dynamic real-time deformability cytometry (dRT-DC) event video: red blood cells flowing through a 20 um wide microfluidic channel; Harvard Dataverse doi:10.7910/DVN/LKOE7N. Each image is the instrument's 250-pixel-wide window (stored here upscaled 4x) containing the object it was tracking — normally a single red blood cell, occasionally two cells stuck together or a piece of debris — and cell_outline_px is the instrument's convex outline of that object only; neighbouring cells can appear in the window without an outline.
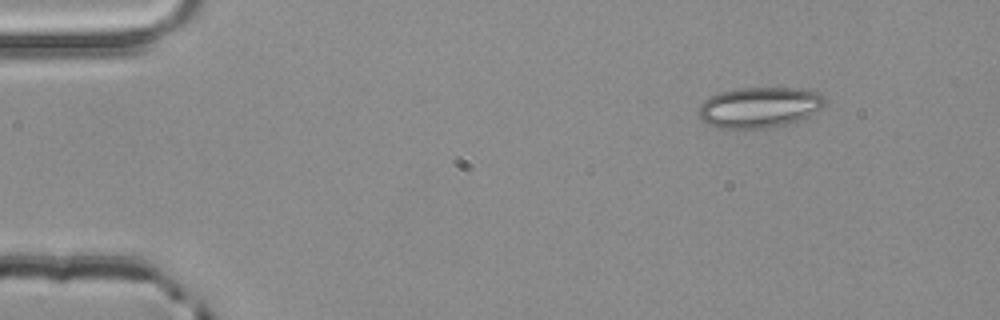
{"species": "common noctule bat (a hibernating species)", "species_latin": "Nyctalus noctula", "temperature_condition": "room temperature", "stored_images_in_passage": 2, "camera_frame_rate_fps": 3000, "um_per_image_px": 0.085, "animal": {"sex": "male", "body_mass_g": 20.4}, "frame": {"image": 1, "passage_image": 1, "time_ms": 0.0, "image_size_px": [1000, 320], "cell_outline_px": [[824, 104], [820, 108], [808, 116], [800, 120], [776, 128], [744, 132], [712, 128], [704, 124], [700, 120], [700, 104], [704, 100], [720, 92], [736, 88], [800, 88], [820, 92], [824, 96]], "centroid_in_image_um": [64.49, 9.19], "position_along_channel_um": 20.5, "area_um2": 31.15}}